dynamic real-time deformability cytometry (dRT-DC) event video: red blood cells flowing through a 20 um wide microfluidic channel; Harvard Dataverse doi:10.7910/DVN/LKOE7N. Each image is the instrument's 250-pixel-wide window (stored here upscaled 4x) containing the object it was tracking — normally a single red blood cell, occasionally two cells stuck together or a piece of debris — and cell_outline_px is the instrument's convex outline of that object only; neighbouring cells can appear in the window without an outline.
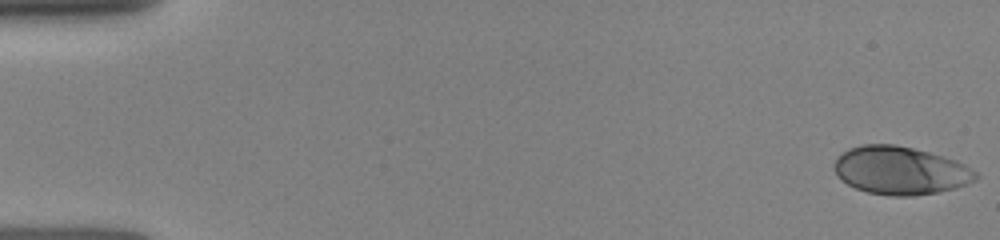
{"species": "human", "species_latin": "Homo sapiens", "temperature_condition": "room temperature", "stored_images_in_passage": 10, "camera_frame_rate_fps": 3000, "um_per_image_px": 0.085, "donor": {"sex": "female"}, "frame": {"image": 1, "passage_image": 1, "time_ms": 0.0, "image_size_px": [1000, 240], "cell_outline_px": [[980, 176], [976, 180], [956, 188], [936, 192], [912, 196], [892, 196], [868, 192], [856, 188], [848, 184], [832, 168], [832, 164], [848, 148], [864, 144], [896, 144], [928, 152], [956, 160], [964, 164], [976, 172]], "centroid_in_image_um": [76.55, 14.49], "position_along_channel_um": 8.5, "area_um2": 39.42}}
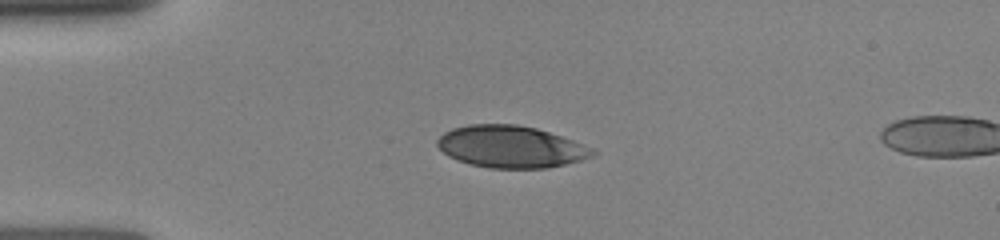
{"frame": {"image": 2, "passage_image": 7, "time_ms": 3.667, "image_size_px": [1000, 240], "cell_outline_px": [[600, 152], [596, 156], [548, 168], [488, 168], [468, 164], [448, 156], [436, 144], [436, 140], [444, 132], [452, 128], [468, 124], [516, 124], [536, 128], [572, 140], [592, 148]], "centroid_in_image_um": [43.41, 12.47], "position_along_channel_um": 41.6, "area_um2": 38.09}}